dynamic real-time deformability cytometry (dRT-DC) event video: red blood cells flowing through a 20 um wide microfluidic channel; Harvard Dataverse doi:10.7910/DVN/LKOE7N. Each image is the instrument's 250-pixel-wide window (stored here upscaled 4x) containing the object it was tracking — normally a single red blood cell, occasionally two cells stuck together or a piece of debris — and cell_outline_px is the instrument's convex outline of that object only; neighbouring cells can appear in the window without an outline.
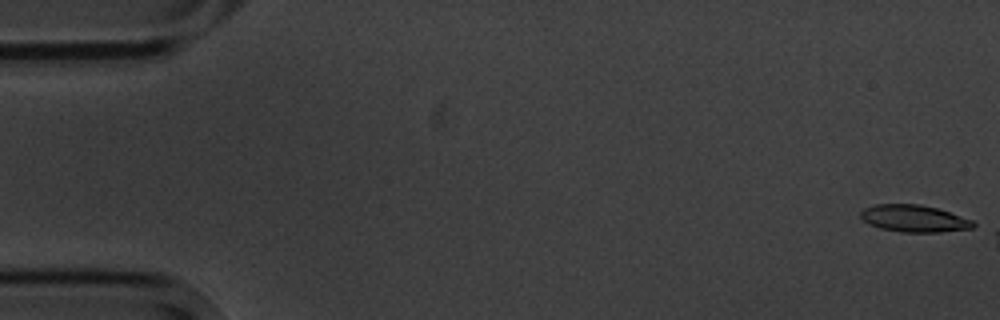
{"species": "common noctule bat (a hibernating species)", "species_latin": "Nyctalus noctula", "temperature_condition": "cold", "stored_images_in_passage": 2, "camera_frame_rate_fps": 3000, "um_per_image_px": 0.085, "animal": {"sex": "male", "body_mass_g": 20.1, "forearm_length_mm": 53.5}, "frame": {"image": 1, "passage_image": 1, "time_ms": 0.0, "image_size_px": [1000, 320], "cell_outline_px": [[976, 224], [972, 228], [940, 232], [900, 232], [880, 228], [868, 224], [860, 216], [860, 212], [864, 208], [876, 204], [920, 204], [936, 208], [972, 220]], "centroid_in_image_um": [77.66, 18.57], "position_along_channel_um": 7.3, "area_um2": 17.63}}